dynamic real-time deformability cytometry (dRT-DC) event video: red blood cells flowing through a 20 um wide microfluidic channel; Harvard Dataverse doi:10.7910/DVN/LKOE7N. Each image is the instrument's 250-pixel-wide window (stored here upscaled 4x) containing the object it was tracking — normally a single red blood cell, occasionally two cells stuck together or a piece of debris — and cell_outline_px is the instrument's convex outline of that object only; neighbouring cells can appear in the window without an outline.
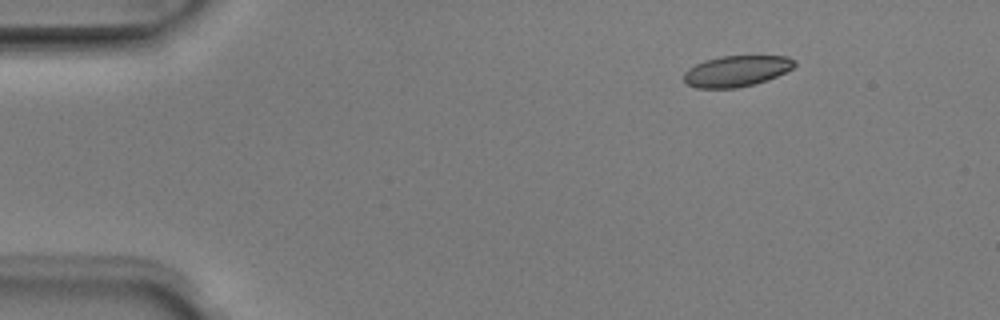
{"species": "Egyptian fruit bat (a non-hibernating species)", "species_latin": "Rousettus aegyptiacus", "temperature_condition": "room temperature", "stored_images_in_passage": 4, "camera_frame_rate_fps": 3000, "um_per_image_px": 0.085, "animal": {"sex": "male"}, "frame": {"image": 1, "passage_image": 1, "time_ms": 0.0, "image_size_px": [1000, 320], "cell_outline_px": [[796, 64], [792, 68], [776, 76], [752, 84], [736, 88], [696, 88], [688, 84], [684, 80], [684, 72], [688, 68], [704, 60], [720, 56], [788, 56], [796, 60]], "centroid_in_image_um": [62.58, 6.03], "position_along_channel_um": 22.4, "area_um2": 19.83}}
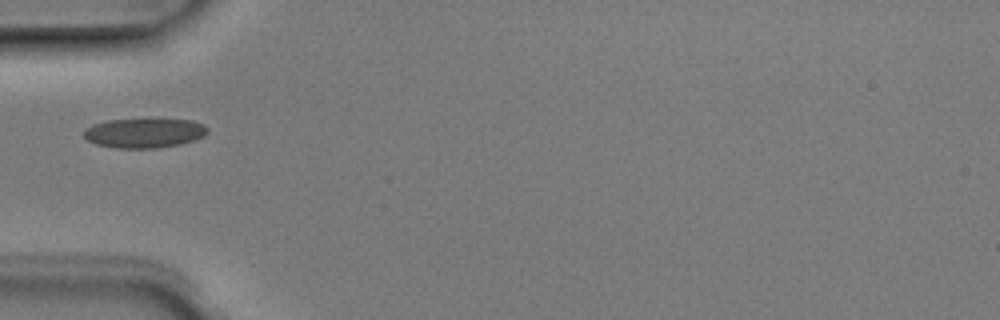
{"frame": {"image": 2, "passage_image": 4, "time_ms": 1.0, "image_size_px": [1000, 320], "cell_outline_px": [[208, 132], [204, 136], [180, 144], [160, 148], [116, 148], [96, 144], [88, 140], [84, 136], [84, 128], [92, 124], [108, 120], [192, 120], [204, 124], [208, 128]], "centroid_in_image_um": [12.26, 11.31], "position_along_channel_um": 72.7, "area_um2": 21.15}}